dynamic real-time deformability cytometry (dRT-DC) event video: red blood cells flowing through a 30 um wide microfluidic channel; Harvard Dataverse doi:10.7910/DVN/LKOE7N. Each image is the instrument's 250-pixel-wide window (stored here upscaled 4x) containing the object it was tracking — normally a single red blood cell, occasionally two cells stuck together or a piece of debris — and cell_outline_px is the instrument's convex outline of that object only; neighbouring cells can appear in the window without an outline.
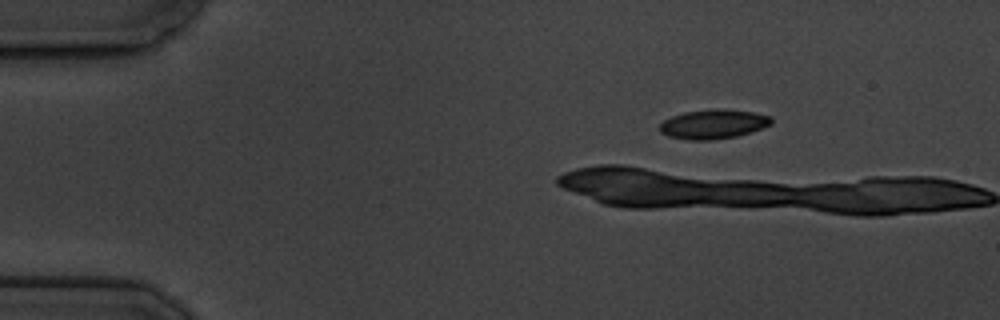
{"species": "common noctule bat (a hibernating species)", "species_latin": "Nyctalus noctula", "temperature_condition": "cold", "stored_images_in_passage": 6, "camera_frame_rate_fps": 3000, "um_per_image_px": 0.085, "animal": {"sex": "male", "body_mass_g": 19.5, "forearm_length_mm": 54.6}, "frame": {"image": 1, "passage_image": 1, "time_ms": 0.0, "image_size_px": [1000, 320], "cell_outline_px": [[772, 124], [736, 136], [708, 140], [688, 140], [668, 136], [660, 132], [660, 124], [664, 120], [672, 116], [684, 112], [716, 108], [720, 108], [752, 112], [772, 116]], "centroid_in_image_um": [60.61, 10.54], "position_along_channel_um": 24.4, "area_um2": 18.96}}